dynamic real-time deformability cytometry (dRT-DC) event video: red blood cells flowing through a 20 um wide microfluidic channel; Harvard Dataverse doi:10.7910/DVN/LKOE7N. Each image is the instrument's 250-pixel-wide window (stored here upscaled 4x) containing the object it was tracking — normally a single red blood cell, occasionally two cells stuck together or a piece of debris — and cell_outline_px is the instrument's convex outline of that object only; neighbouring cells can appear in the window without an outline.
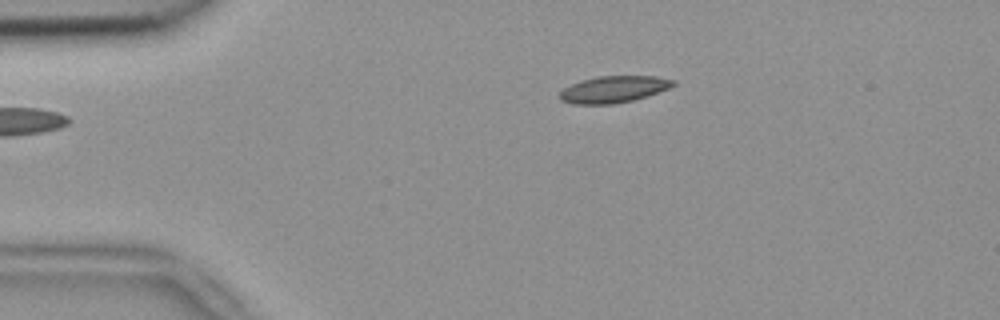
{"species": "common noctule bat (a hibernating species)", "species_latin": "Nyctalus noctula", "temperature_condition": "room temperature", "stored_images_in_passage": 3, "camera_frame_rate_fps": 3000, "um_per_image_px": 0.085, "animal": {"sex": "female", "body_mass_g": 18.4}, "frame": {"image": 1, "passage_image": 3, "time_ms": 0.667, "image_size_px": [1000, 320], "cell_outline_px": [[676, 84], [668, 88], [648, 96], [632, 100], [612, 104], [572, 104], [560, 100], [560, 92], [564, 88], [580, 80], [596, 76], [656, 76], [676, 80]], "centroid_in_image_um": [52.16, 7.58], "position_along_channel_um": 32.8, "area_um2": 17.69}}